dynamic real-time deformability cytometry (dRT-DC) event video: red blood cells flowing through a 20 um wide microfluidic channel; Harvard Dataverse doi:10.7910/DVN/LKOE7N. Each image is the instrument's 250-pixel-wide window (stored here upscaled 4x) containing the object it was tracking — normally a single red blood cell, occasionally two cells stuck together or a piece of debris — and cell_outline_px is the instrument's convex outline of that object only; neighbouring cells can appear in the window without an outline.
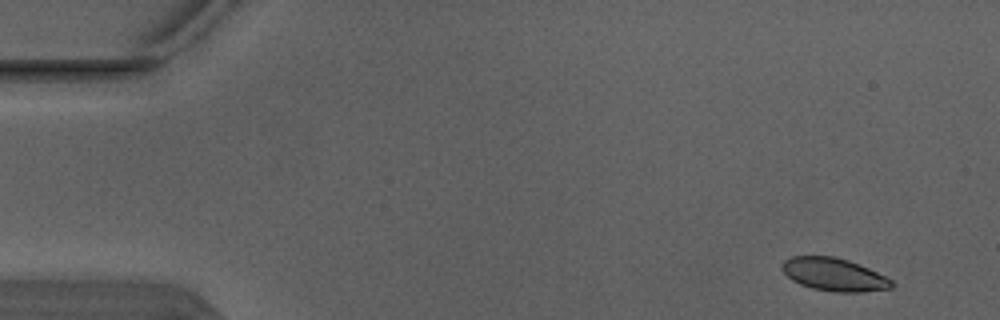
{"species": "Egyptian fruit bat (a non-hibernating species)", "species_latin": "Rousettus aegyptiacus", "temperature_condition": "warm", "stored_images_in_passage": 4, "camera_frame_rate_fps": 3000, "um_per_image_px": 0.085, "animal": {"sex": "male"}, "frame": {"image": 1, "passage_image": 1, "time_ms": 0.0, "image_size_px": [1000, 320], "cell_outline_px": [[896, 284], [892, 288], [860, 292], [832, 292], [812, 288], [800, 284], [792, 280], [780, 268], [780, 264], [784, 260], [792, 256], [836, 256], [848, 260], [868, 268], [892, 280]], "centroid_in_image_um": [70.87, 23.33], "position_along_channel_um": 14.1, "area_um2": 21.1}}
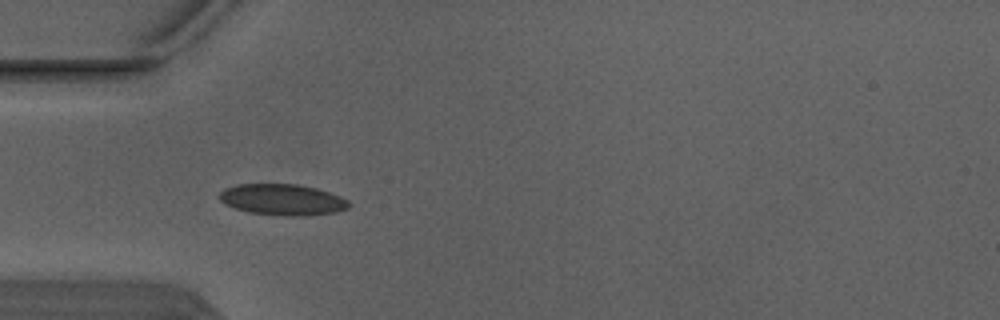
{"frame": {"image": 2, "passage_image": 4, "time_ms": 1.0, "image_size_px": [1000, 320], "cell_outline_px": [[348, 208], [336, 212], [304, 216], [284, 216], [248, 212], [224, 204], [216, 196], [224, 188], [236, 184], [296, 184], [316, 188], [340, 196], [348, 200]], "centroid_in_image_um": [23.96, 16.97], "position_along_channel_um": 61.0, "area_um2": 23.58}}